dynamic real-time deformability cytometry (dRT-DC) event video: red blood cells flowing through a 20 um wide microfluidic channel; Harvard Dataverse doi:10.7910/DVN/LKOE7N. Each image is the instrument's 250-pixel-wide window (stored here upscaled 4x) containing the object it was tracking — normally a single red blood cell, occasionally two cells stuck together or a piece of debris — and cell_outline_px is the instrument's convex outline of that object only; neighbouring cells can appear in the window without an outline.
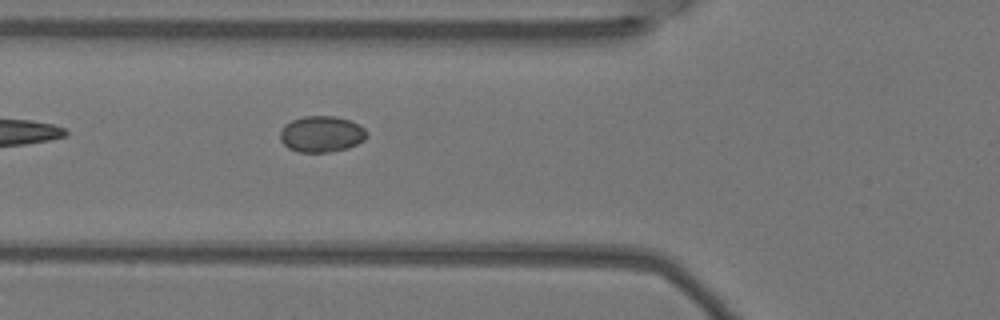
{"species": "Egyptian fruit bat (a non-hibernating species)", "species_latin": "Rousettus aegyptiacus", "temperature_condition": "warm", "stored_images_in_passage": 3, "camera_frame_rate_fps": 3000, "um_per_image_px": 0.085, "animal": {"sex": "female"}, "frame": {"image": 1, "passage_image": 3, "time_ms": 0.667, "image_size_px": [1000, 320], "cell_outline_px": [[368, 136], [364, 140], [348, 148], [332, 152], [300, 152], [288, 148], [280, 140], [280, 132], [284, 124], [292, 120], [304, 116], [336, 116], [360, 124], [368, 132]], "centroid_in_image_um": [27.34, 11.39], "position_along_channel_um": 98.5, "area_um2": 18.44}}